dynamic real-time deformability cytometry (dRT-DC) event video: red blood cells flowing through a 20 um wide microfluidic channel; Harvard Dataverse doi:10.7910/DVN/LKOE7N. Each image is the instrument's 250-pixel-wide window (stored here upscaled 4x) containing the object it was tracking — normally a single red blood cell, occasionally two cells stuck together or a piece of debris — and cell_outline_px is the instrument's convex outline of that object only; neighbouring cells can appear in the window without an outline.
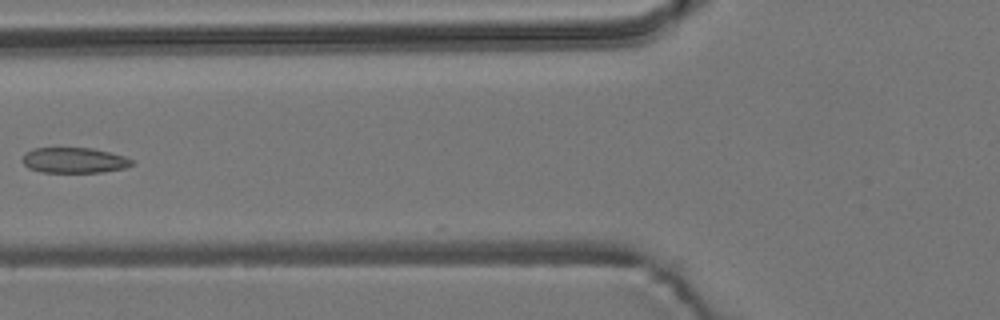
{"species": "common noctule bat (a hibernating species)", "species_latin": "Nyctalus noctula", "temperature_condition": "room temperature", "stored_images_in_passage": 5, "camera_frame_rate_fps": 3000, "um_per_image_px": 0.085, "animal": {"sex": "male", "body_mass_g": 19.2, "forearm_length_mm": 51.8}, "frame": {"image": 1, "passage_image": 4, "time_ms": 4.333, "image_size_px": [1000, 320], "cell_outline_px": [[136, 164], [124, 168], [100, 172], [40, 172], [28, 168], [20, 160], [24, 152], [32, 148], [92, 148], [124, 156], [132, 160]], "centroid_in_image_um": [6.25, 13.62], "position_along_channel_um": 119.5, "area_um2": 16.36}}
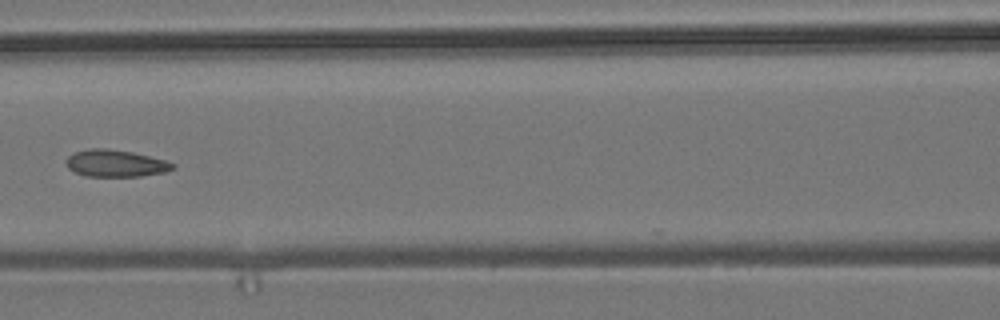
{"frame": {"image": 2, "passage_image": 5, "time_ms": 5.333, "image_size_px": [1000, 320], "cell_outline_px": [[176, 168], [164, 172], [140, 176], [88, 176], [76, 172], [68, 168], [68, 156], [76, 152], [88, 148], [108, 148], [132, 152], [164, 160], [176, 164]], "centroid_in_image_um": [9.86, 13.88], "position_along_channel_um": 156.7, "area_um2": 16.53}}